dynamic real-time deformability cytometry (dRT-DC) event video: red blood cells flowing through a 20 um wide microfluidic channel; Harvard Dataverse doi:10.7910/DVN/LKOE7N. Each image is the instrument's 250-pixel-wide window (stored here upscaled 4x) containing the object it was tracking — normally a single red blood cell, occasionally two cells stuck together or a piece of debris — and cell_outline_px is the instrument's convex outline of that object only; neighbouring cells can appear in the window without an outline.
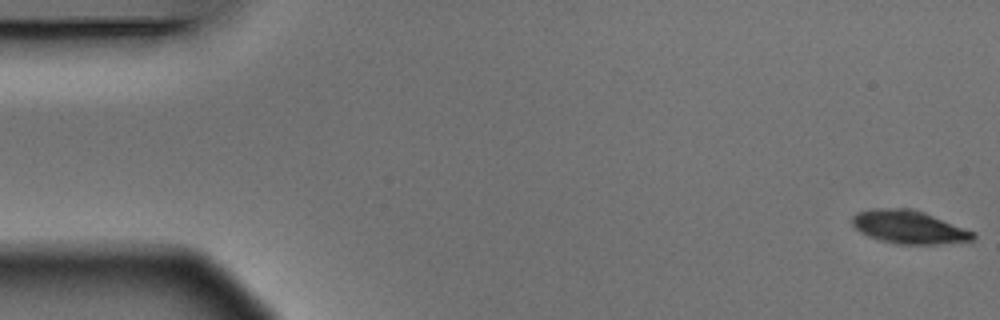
{"species": "Egyptian fruit bat (a non-hibernating species)", "species_latin": "Rousettus aegyptiacus", "temperature_condition": "warm", "stored_images_in_passage": 4, "camera_frame_rate_fps": 3000, "um_per_image_px": 0.085, "animal": {"sex": "male"}, "frame": {"image": 1, "passage_image": 1, "time_ms": 0.0, "image_size_px": [1000, 320], "cell_outline_px": [[976, 236], [972, 240], [936, 244], [896, 244], [880, 240], [868, 236], [860, 232], [852, 224], [852, 216], [856, 212], [872, 208], [904, 208], [920, 212], [932, 216], [976, 232]], "centroid_in_image_um": [77.21, 19.31], "position_along_channel_um": 7.8, "area_um2": 23.06}}